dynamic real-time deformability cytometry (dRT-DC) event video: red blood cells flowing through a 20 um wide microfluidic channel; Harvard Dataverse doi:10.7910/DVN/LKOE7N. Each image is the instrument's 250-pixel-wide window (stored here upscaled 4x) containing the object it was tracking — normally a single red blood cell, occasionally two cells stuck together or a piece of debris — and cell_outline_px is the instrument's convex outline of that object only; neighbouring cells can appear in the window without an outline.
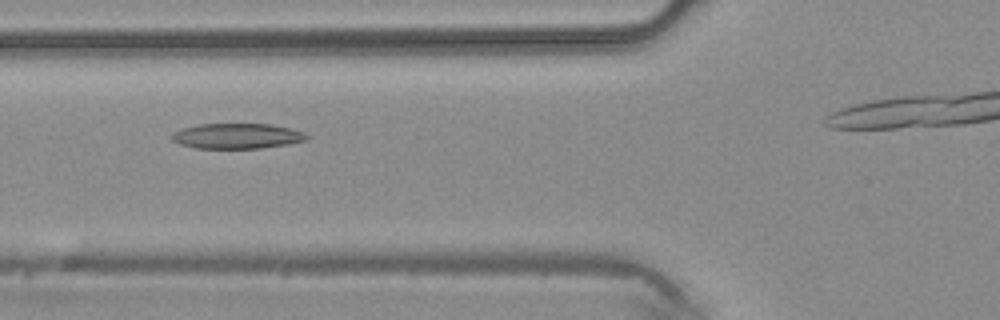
{"species": "common noctule bat (a hibernating species)", "species_latin": "Nyctalus noctula", "temperature_condition": "warm", "stored_images_in_passage": 5, "segment_of_instrument_passage": [1, 2], "camera_frame_rate_fps": 3000, "um_per_image_px": 0.085, "animal": {"sex": "male", "body_mass_g": 20.4}, "frame": {"image": 1, "passage_image": 3, "time_ms": 0.667, "image_size_px": [1000, 320], "cell_outline_px": [[308, 136], [304, 140], [288, 144], [260, 148], [196, 148], [180, 144], [172, 140], [172, 132], [184, 128], [200, 124], [268, 124], [292, 128], [304, 132]], "centroid_in_image_um": [20.14, 11.56], "position_along_channel_um": 105.7, "area_um2": 19.71}}
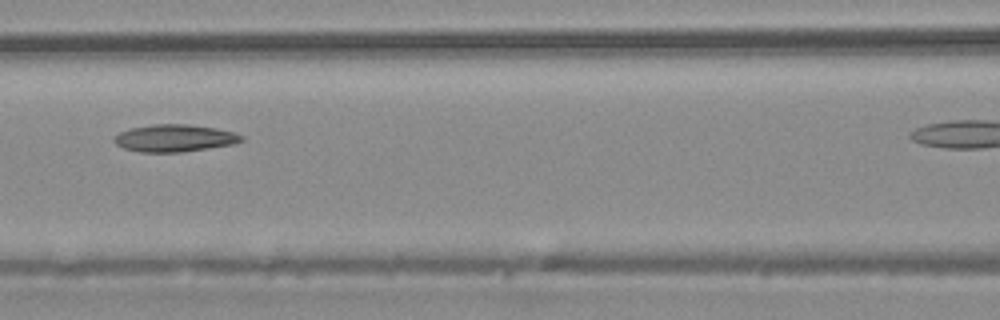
{"frame": {"image": 2, "passage_image": 4, "time_ms": 1.0, "image_size_px": [1000, 320], "cell_outline_px": [[244, 140], [232, 144], [208, 148], [180, 152], [140, 152], [124, 148], [116, 144], [112, 140], [112, 136], [120, 132], [132, 128], [152, 124], [188, 124], [216, 128], [232, 132], [244, 136]], "centroid_in_image_um": [14.8, 11.74], "position_along_channel_um": 151.8, "area_um2": 20.17}}